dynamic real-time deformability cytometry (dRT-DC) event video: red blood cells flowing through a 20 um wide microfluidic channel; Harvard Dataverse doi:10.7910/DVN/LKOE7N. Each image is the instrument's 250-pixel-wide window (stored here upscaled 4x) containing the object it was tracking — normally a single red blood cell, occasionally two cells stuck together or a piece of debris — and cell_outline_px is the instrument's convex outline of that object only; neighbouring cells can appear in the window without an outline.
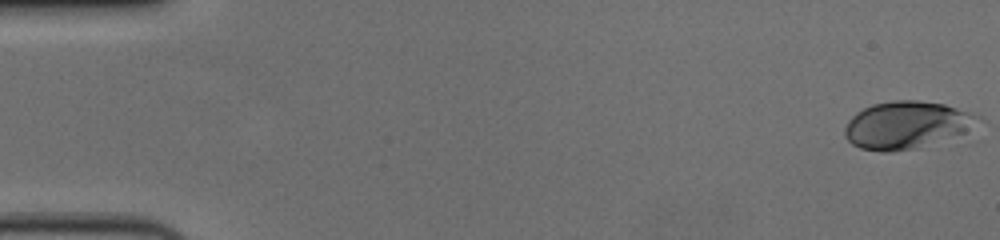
{"species": "human", "species_latin": "Homo sapiens", "temperature_condition": "cold", "stored_images_in_passage": 58, "camera_frame_rate_fps": 3000, "um_per_image_px": 0.085, "donor": {"sex": "female"}, "frame": {"image": 1, "passage_image": 1, "time_ms": 0.0, "image_size_px": [1000, 240], "cell_outline_px": [[980, 116], [964, 132], [916, 148], [892, 152], [880, 152], [860, 148], [852, 144], [844, 136], [844, 128], [848, 120], [856, 112], [872, 104], [892, 100], [916, 100], [944, 104]], "centroid_in_image_um": [76.94, 10.62], "position_along_channel_um": 8.1, "area_um2": 36.18}}
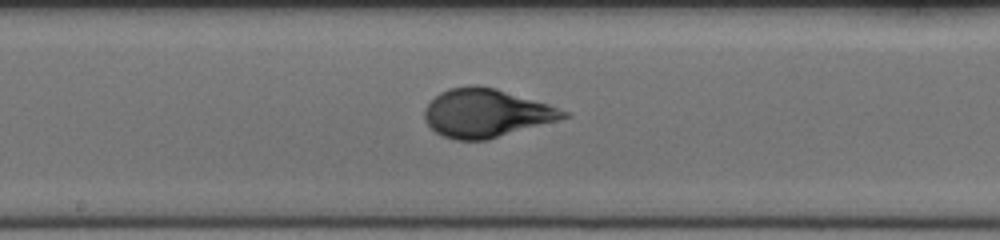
{"frame": {"image": 2, "passage_image": 31, "time_ms": 10.0, "image_size_px": [1000, 240], "cell_outline_px": [[572, 116], [488, 140], [456, 140], [444, 136], [436, 132], [424, 120], [424, 108], [440, 92], [448, 88], [468, 84], [476, 84], [496, 88], [548, 104], [572, 112]], "centroid_in_image_um": [41.34, 9.6], "position_along_channel_um": 206.9, "area_um2": 39.42}}
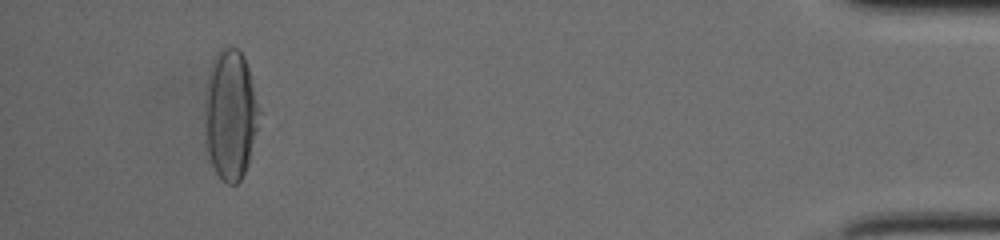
{"frame": {"image": 3, "passage_image": 54, "time_ms": 17.667, "image_size_px": [1000, 240], "cell_outline_px": [[260, 112], [248, 164], [240, 180], [236, 184], [228, 184], [216, 172], [212, 164], [204, 144], [204, 100], [212, 64], [216, 52], [224, 44], [228, 44], [236, 48], [244, 56], [248, 68]], "centroid_in_image_um": [19.55, 9.73], "position_along_channel_um": 415.7, "area_um2": 41.27}, "authors_computed_cell_mechanics": {"area_um2": 37.7145, "velocity_mm_per_s": 3.6118, "shape_relaxation_time_tau1_ms": 4.2674, "shape_relaxation_time_tau2_ms": null, "deformation_change_tau1": 0.2114, "deformation_change_tau2": null}}